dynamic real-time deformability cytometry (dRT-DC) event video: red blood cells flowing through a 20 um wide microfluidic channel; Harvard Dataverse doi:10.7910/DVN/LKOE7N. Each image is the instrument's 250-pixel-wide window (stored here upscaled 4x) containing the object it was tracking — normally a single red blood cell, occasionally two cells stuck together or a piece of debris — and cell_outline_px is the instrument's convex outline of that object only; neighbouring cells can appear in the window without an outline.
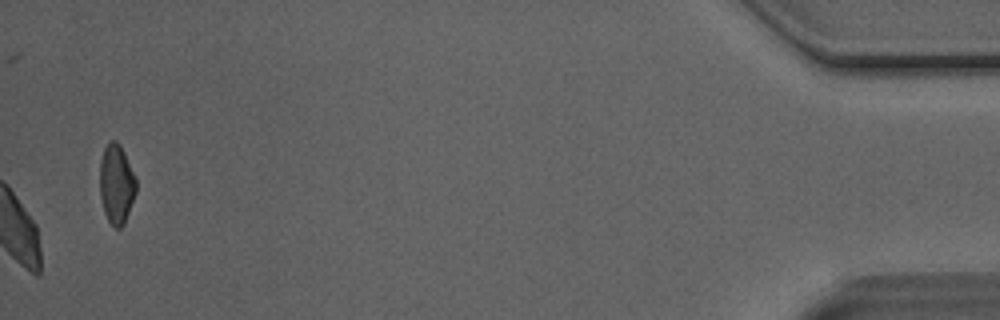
{"species": "Egyptian fruit bat (a non-hibernating species)", "species_latin": "Rousettus aegyptiacus", "temperature_condition": "room temperature", "stored_images_in_passage": 32, "camera_frame_rate_fps": 3000, "um_per_image_px": 0.085, "animal": {"sex": "male"}, "frame": {"image": 1, "passage_image": 32, "time_ms": 10.333, "image_size_px": [1000, 320], "cell_outline_px": [[136, 192], [124, 224], [120, 228], [116, 228], [108, 220], [104, 212], [100, 196], [100, 160], [104, 148], [112, 140], [116, 140], [120, 144], [136, 176]], "centroid_in_image_um": [9.9, 15.63], "position_along_channel_um": 425.3, "area_um2": 16.82}}